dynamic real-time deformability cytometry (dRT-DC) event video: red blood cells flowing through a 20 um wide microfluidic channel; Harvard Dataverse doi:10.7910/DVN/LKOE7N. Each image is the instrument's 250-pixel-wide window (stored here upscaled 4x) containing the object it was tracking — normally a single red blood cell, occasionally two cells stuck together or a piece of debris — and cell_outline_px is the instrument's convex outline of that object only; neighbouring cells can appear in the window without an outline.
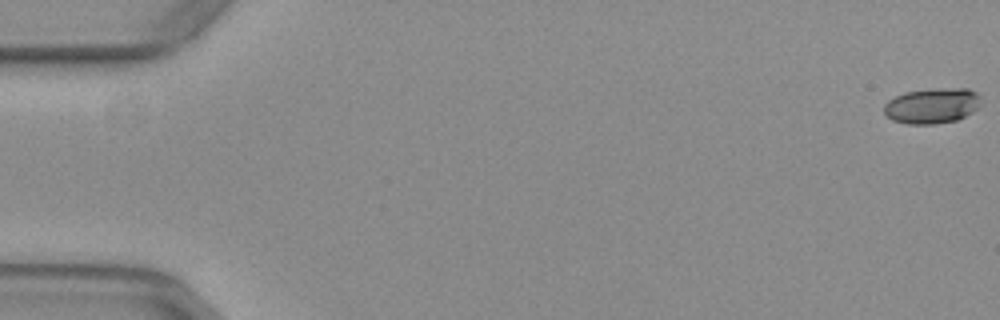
{"species": "common noctule bat (a hibernating species)", "species_latin": "Nyctalus noctula", "temperature_condition": "warm", "stored_images_in_passage": 17, "camera_frame_rate_fps": 3000, "um_per_image_px": 0.085, "animal": {"sex": "female", "body_mass_g": 29.2, "forearm_length_mm": 56.3}, "frame": {"image": 1, "passage_image": 1, "time_ms": 0.0, "image_size_px": [1000, 320], "cell_outline_px": [[980, 104], [972, 112], [956, 120], [936, 124], [908, 124], [892, 120], [884, 112], [884, 104], [888, 100], [904, 92], [936, 88], [968, 88], [976, 92], [980, 96]], "centroid_in_image_um": [79.22, 8.98], "position_along_channel_um": 5.8, "area_um2": 20.06}}
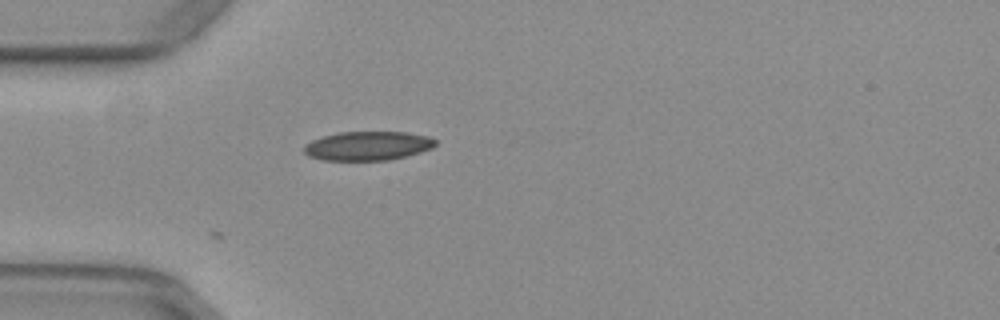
{"frame": {"image": 2, "passage_image": 17, "time_ms": 5.333, "image_size_px": [1000, 320], "cell_outline_px": [[436, 144], [432, 148], [420, 152], [388, 160], [324, 160], [308, 156], [304, 152], [304, 144], [312, 140], [324, 136], [340, 132], [408, 132], [428, 136], [436, 140]], "centroid_in_image_um": [31.26, 12.39], "position_along_channel_um": 53.7, "area_um2": 22.14}}